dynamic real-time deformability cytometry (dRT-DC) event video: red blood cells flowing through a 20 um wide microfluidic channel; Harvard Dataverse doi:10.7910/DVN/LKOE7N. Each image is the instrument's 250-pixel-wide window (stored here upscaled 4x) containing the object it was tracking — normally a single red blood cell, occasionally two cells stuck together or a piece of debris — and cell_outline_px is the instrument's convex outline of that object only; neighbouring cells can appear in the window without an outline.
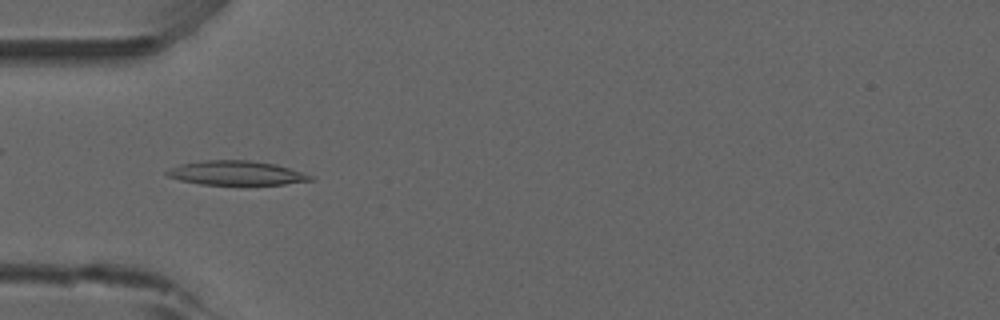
{"species": "common noctule bat (a hibernating species)", "species_latin": "Nyctalus noctula", "temperature_condition": "room temperature", "stored_images_in_passage": 37, "camera_frame_rate_fps": 3000, "um_per_image_px": 0.085, "animal": {"sex": "male", "forearm_length_mm": 52.5}, "frame": {"image": 1, "passage_image": 1, "time_ms": 0.0, "image_size_px": [1000, 320], "cell_outline_px": [[312, 180], [284, 184], [200, 184], [180, 180], [168, 176], [164, 172], [168, 168], [180, 164], [204, 160], [248, 160], [276, 164], [312, 176]], "centroid_in_image_um": [20.01, 14.69], "position_along_channel_um": 65.0, "area_um2": 20.0}}
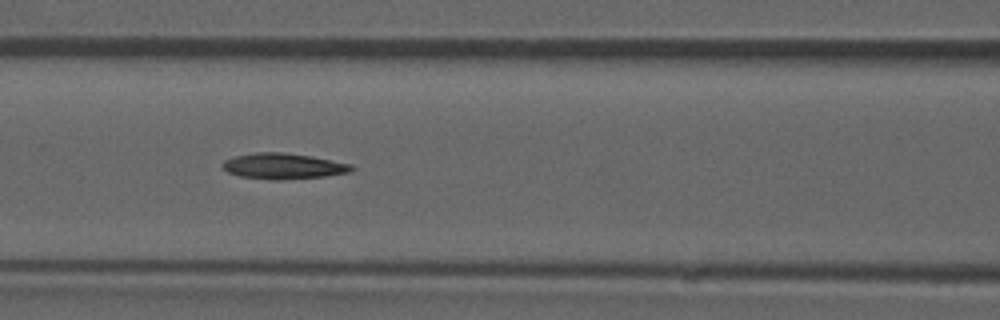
{"frame": {"image": 2, "passage_image": 7, "time_ms": 2.0, "image_size_px": [1000, 320], "cell_outline_px": [[356, 168], [352, 172], [324, 176], [280, 180], [272, 180], [240, 176], [228, 172], [220, 164], [224, 160], [236, 156], [256, 152], [284, 152], [312, 156], [352, 164]], "centroid_in_image_um": [24.11, 14.12], "position_along_channel_um": 142.5, "area_um2": 19.48}}
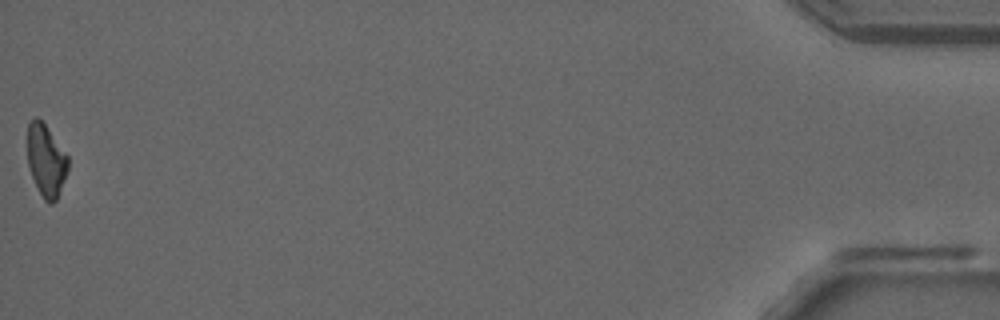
{"frame": {"image": 3, "passage_image": 37, "time_ms": 12.0, "image_size_px": [1000, 320], "cell_outline_px": [[68, 168], [56, 200], [52, 204], [48, 204], [44, 200], [32, 176], [28, 164], [28, 124], [36, 116], [44, 124], [68, 156]], "centroid_in_image_um": [3.91, 13.65], "position_along_channel_um": 431.3, "area_um2": 16.59}}